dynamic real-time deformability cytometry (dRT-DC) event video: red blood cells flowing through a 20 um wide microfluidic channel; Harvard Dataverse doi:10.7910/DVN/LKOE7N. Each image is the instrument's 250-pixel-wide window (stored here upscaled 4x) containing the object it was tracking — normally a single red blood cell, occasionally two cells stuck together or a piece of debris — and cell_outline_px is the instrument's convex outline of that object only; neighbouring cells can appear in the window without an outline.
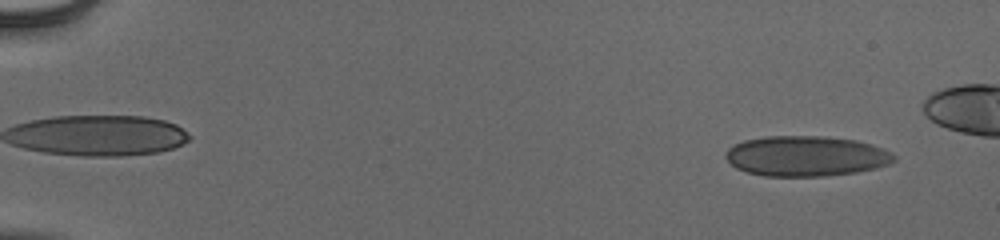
{"species": "human", "species_latin": "Homo sapiens", "temperature_condition": "cold", "stored_images_in_passage": 52, "camera_frame_rate_fps": 3000, "um_per_image_px": 0.085, "donor": {"sex": "male"}, "frame": {"image": 1, "passage_image": 5, "time_ms": 1.333, "image_size_px": [1000, 240], "cell_outline_px": [[896, 160], [888, 164], [876, 168], [856, 172], [824, 176], [764, 176], [748, 172], [736, 168], [724, 156], [724, 152], [732, 144], [744, 140], [764, 136], [824, 136], [856, 140], [892, 152], [896, 156]], "centroid_in_image_um": [68.48, 13.26], "position_along_channel_um": 16.5, "area_um2": 39.65}}
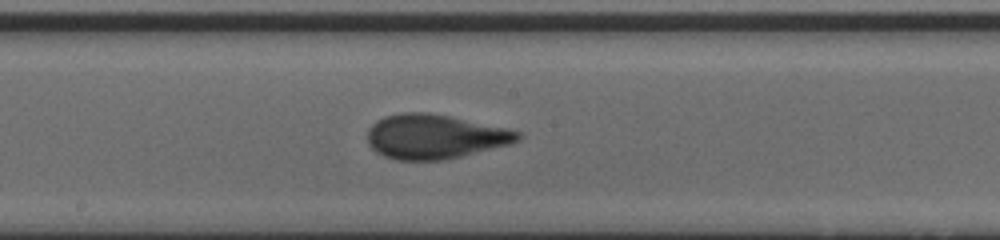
{"frame": {"image": 2, "passage_image": 32, "time_ms": 10.333, "image_size_px": [1000, 240], "cell_outline_px": [[524, 136], [520, 140], [508, 144], [444, 160], [396, 160], [384, 156], [376, 152], [368, 144], [368, 128], [376, 120], [384, 116], [400, 112], [428, 112], [508, 128], [520, 132]], "centroid_in_image_um": [36.92, 11.6], "position_along_channel_um": 211.3, "area_um2": 38.9}}
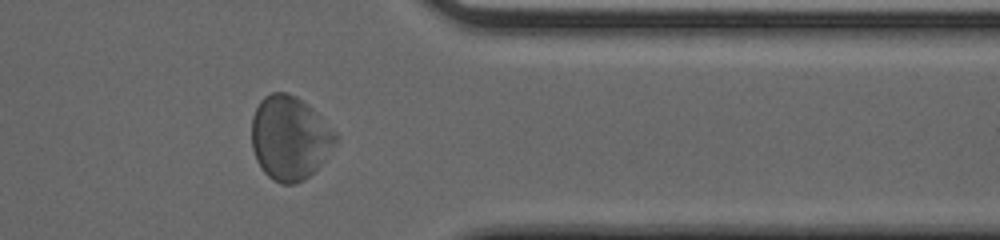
{"frame": {"image": 3, "passage_image": 46, "time_ms": 15.0, "image_size_px": [1000, 240], "cell_outline_px": [[336, 140], [316, 168], [304, 180], [296, 184], [280, 184], [272, 180], [260, 168], [256, 160], [252, 148], [252, 116], [260, 100], [264, 96], [272, 92], [288, 92], [296, 96], [308, 104], [336, 132]], "centroid_in_image_um": [24.57, 11.71], "position_along_channel_um": 386.8, "area_um2": 40.81}}